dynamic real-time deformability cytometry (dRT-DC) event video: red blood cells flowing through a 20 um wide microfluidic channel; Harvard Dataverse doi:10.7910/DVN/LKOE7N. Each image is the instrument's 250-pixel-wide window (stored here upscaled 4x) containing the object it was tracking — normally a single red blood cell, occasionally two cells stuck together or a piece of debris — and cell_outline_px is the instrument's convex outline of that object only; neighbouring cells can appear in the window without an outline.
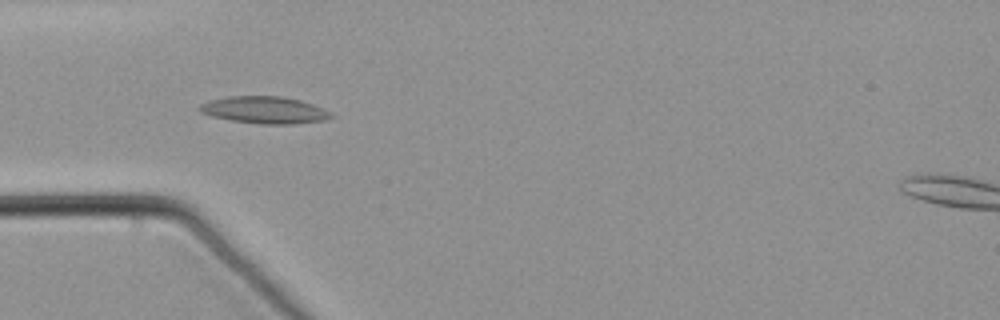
{"species": "common noctule bat (a hibernating species)", "species_latin": "Nyctalus noctula", "temperature_condition": "warm", "stored_images_in_passage": 50, "camera_frame_rate_fps": 3000, "um_per_image_px": 0.085, "animal": {"sex": "male", "body_mass_g": 21.5, "forearm_length_mm": 52.0}, "frame": {"image": 1, "passage_image": 11, "time_ms": 3.333, "image_size_px": [1000, 320], "cell_outline_px": [[336, 116], [324, 120], [292, 124], [260, 124], [232, 120], [212, 116], [200, 112], [196, 108], [200, 104], [212, 100], [228, 96], [280, 96], [300, 100], [312, 104], [332, 112]], "centroid_in_image_um": [22.5, 9.35], "position_along_channel_um": 62.5, "area_um2": 20.69}}
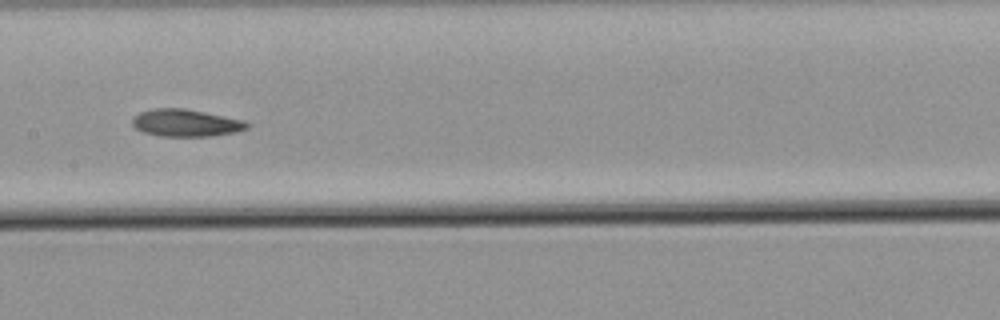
{"frame": {"image": 2, "passage_image": 22, "time_ms": 7.0, "image_size_px": [1000, 320], "cell_outline_px": [[252, 124], [248, 128], [236, 132], [212, 136], [160, 136], [144, 132], [136, 128], [132, 124], [132, 116], [140, 112], [152, 108], [184, 108], [244, 120]], "centroid_in_image_um": [15.8, 10.44], "position_along_channel_um": 191.6, "area_um2": 18.32}}
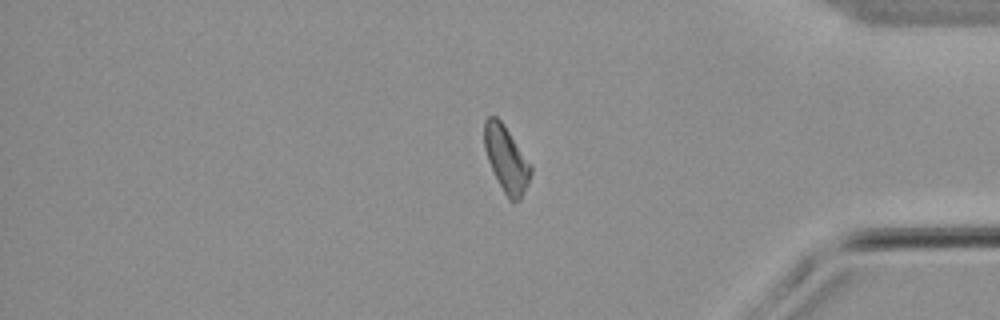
{"frame": {"image": 3, "passage_image": 41, "time_ms": 13.333, "image_size_px": [1000, 320], "cell_outline_px": [[532, 172], [528, 184], [520, 200], [508, 200], [488, 160], [484, 148], [484, 120], [488, 116], [496, 116], [504, 124], [532, 164]], "centroid_in_image_um": [43.05, 13.49], "position_along_channel_um": 392.1, "area_um2": 17.86}}